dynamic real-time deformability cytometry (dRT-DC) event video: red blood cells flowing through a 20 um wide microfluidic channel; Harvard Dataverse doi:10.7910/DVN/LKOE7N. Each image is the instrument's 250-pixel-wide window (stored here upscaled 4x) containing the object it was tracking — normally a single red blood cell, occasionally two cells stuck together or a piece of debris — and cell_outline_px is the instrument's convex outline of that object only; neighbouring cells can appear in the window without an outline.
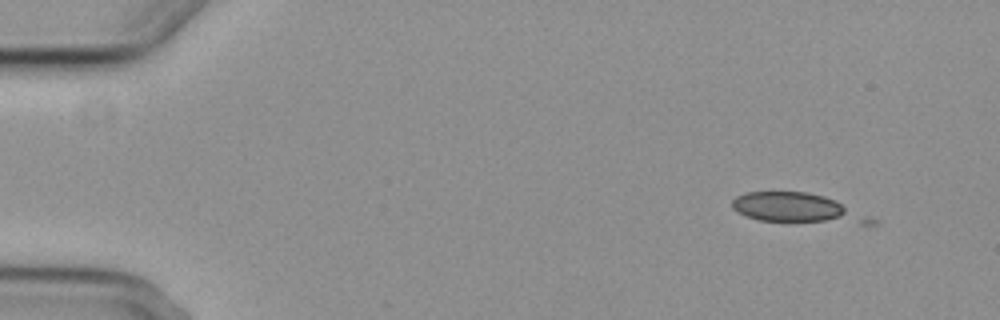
{"species": "common noctule bat (a hibernating species)", "species_latin": "Nyctalus noctula", "temperature_condition": "cold", "stored_images_in_passage": 2, "camera_frame_rate_fps": 3000, "um_per_image_px": 0.085, "animal": {"sex": "female", "body_mass_g": 29.2, "forearm_length_mm": 56.3}, "frame": {"image": 1, "passage_image": 1, "time_ms": 0.0, "image_size_px": [1000, 320], "cell_outline_px": [[844, 212], [840, 216], [824, 220], [760, 220], [744, 216], [736, 212], [732, 208], [732, 200], [736, 196], [744, 192], [808, 192], [824, 196], [836, 200], [844, 208]], "centroid_in_image_um": [66.85, 17.52], "position_along_channel_um": 18.1, "area_um2": 19.65}}